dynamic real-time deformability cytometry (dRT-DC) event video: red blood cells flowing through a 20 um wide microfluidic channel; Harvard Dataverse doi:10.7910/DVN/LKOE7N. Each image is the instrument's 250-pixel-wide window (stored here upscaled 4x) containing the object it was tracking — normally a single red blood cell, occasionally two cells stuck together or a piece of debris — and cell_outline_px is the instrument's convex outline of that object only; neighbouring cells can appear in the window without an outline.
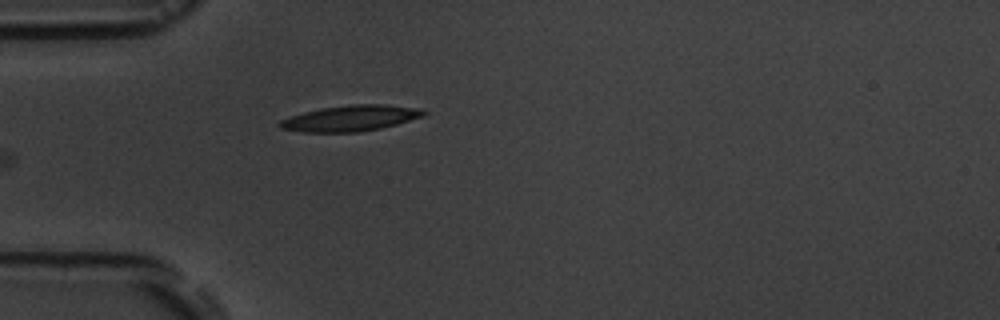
{"species": "common noctule bat (a hibernating species)", "species_latin": "Nyctalus noctula", "temperature_condition": "room temperature", "stored_images_in_passage": 6, "camera_frame_rate_fps": 3000, "um_per_image_px": 0.085, "animal": {"sex": "male", "body_mass_g": 19.5, "forearm_length_mm": 54.6}, "frame": {"image": 1, "passage_image": 6, "time_ms": 6.333, "image_size_px": [1000, 320], "cell_outline_px": [[428, 112], [424, 116], [396, 124], [380, 128], [360, 132], [304, 132], [280, 128], [276, 124], [280, 120], [288, 116], [320, 108], [352, 104], [384, 104], [424, 108]], "centroid_in_image_um": [29.81, 10.04], "position_along_channel_um": 55.2, "area_um2": 21.91}}